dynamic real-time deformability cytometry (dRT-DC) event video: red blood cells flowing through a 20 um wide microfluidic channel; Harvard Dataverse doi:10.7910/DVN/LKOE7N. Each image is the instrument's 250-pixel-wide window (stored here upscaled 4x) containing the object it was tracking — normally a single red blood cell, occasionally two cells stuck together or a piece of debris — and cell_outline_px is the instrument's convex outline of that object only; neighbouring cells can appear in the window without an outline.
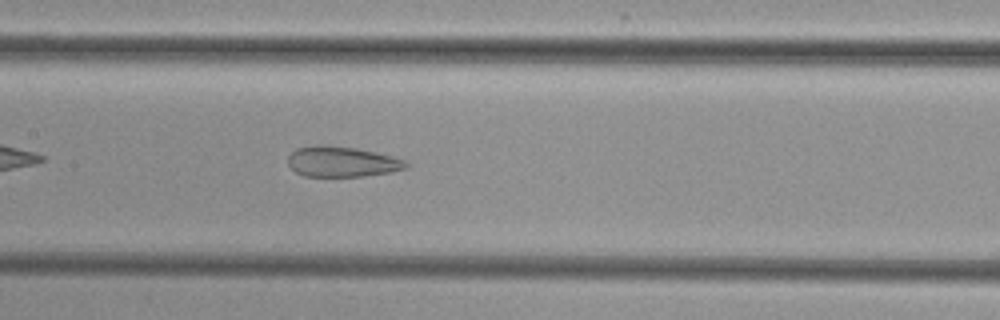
{"species": "common noctule bat (a hibernating species)", "species_latin": "Nyctalus noctula", "temperature_condition": "cold", "stored_images_in_passage": 37, "camera_frame_rate_fps": 3000, "um_per_image_px": 0.085, "animal": {"sex": "female", "body_mass_g": 29.2, "forearm_length_mm": 56.3}, "frame": {"image": 1, "passage_image": 10, "time_ms": 3.0, "image_size_px": [1000, 320], "cell_outline_px": [[408, 168], [392, 172], [364, 176], [304, 176], [296, 172], [288, 164], [288, 156], [296, 148], [316, 144], [324, 144], [356, 148], [376, 152], [392, 156], [404, 160], [408, 164]], "centroid_in_image_um": [29.06, 13.73], "position_along_channel_um": 178.3, "area_um2": 21.1}}
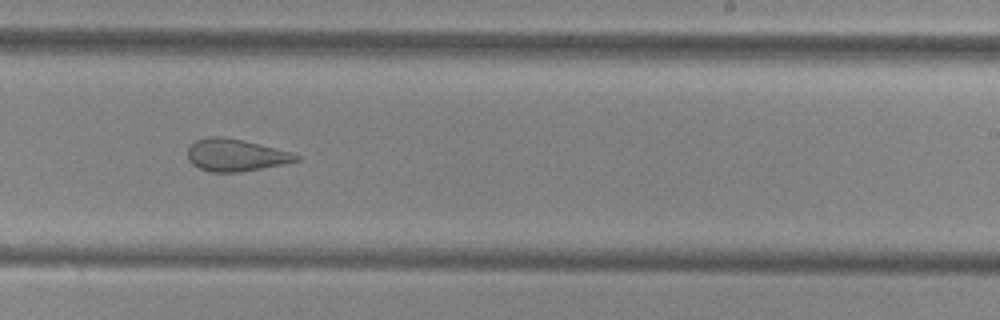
{"frame": {"image": 2, "passage_image": 17, "time_ms": 5.333, "image_size_px": [1000, 320], "cell_outline_px": [[300, 160], [240, 172], [212, 172], [200, 168], [192, 164], [188, 160], [188, 148], [196, 140], [208, 136], [220, 136], [244, 140], [288, 152], [300, 156]], "centroid_in_image_um": [19.97, 13.18], "position_along_channel_um": 269.0, "area_um2": 20.0}}
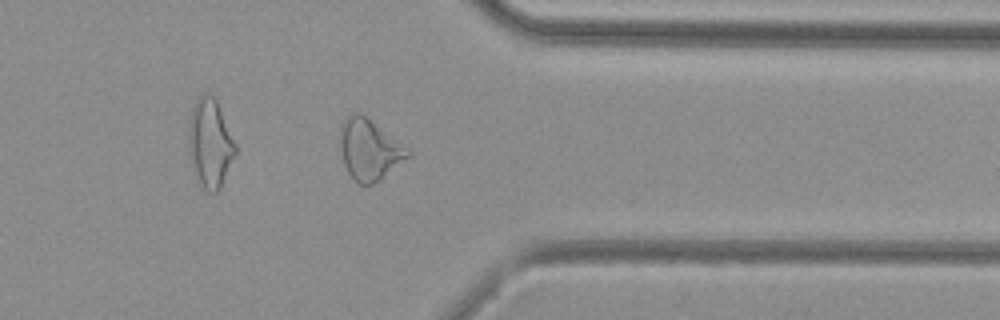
{"frame": {"image": 3, "passage_image": 26, "time_ms": 8.333, "image_size_px": [1000, 320], "cell_outline_px": [[412, 152], [408, 156], [380, 180], [372, 184], [360, 184], [352, 180], [344, 164], [340, 148], [340, 128], [344, 120], [352, 112], [360, 112]], "centroid_in_image_um": [31.34, 12.72], "position_along_channel_um": 380.1, "area_um2": 23.52}}